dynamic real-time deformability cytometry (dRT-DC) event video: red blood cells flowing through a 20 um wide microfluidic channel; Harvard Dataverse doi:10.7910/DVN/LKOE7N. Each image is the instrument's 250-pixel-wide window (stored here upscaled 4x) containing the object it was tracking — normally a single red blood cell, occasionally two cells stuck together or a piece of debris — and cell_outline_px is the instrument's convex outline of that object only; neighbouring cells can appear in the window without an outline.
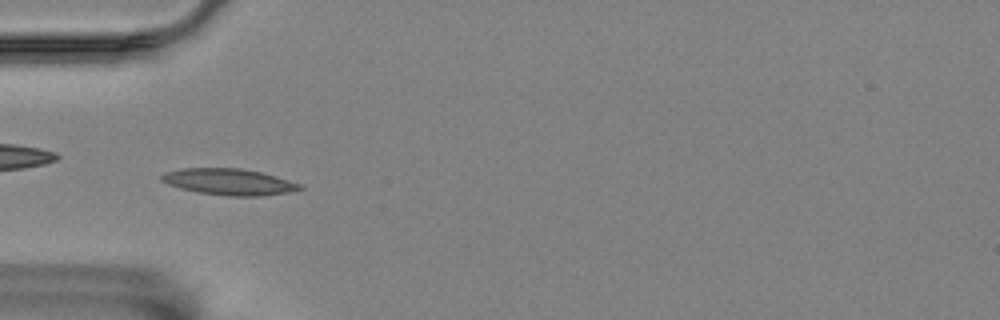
{"species": "Egyptian fruit bat (a non-hibernating species)", "species_latin": "Rousettus aegyptiacus", "temperature_condition": "room temperature", "stored_images_in_passage": 42, "camera_frame_rate_fps": 3000, "um_per_image_px": 0.085, "animal": {"sex": "female"}, "frame": {"image": 1, "passage_image": 3, "time_ms": 0.667, "image_size_px": [1000, 320], "cell_outline_px": [[304, 188], [288, 192], [264, 196], [228, 196], [200, 192], [180, 188], [168, 184], [160, 180], [160, 176], [164, 172], [184, 168], [240, 168], [260, 172], [288, 180], [300, 184]], "centroid_in_image_um": [19.44, 15.45], "position_along_channel_um": 65.6, "area_um2": 21.04}}
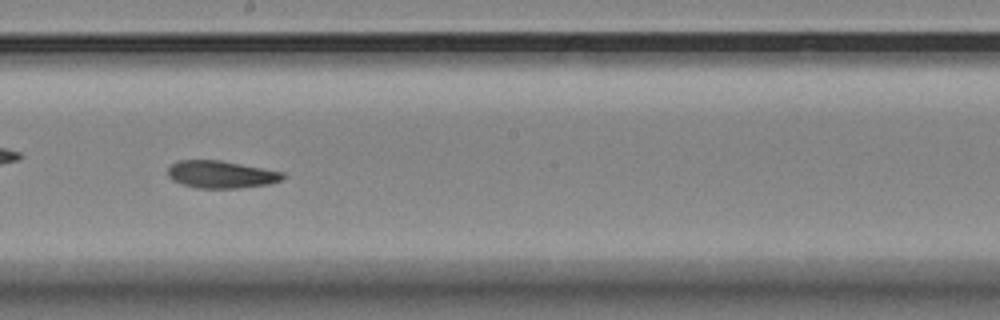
{"frame": {"image": 2, "passage_image": 17, "time_ms": 5.333, "image_size_px": [1000, 320], "cell_outline_px": [[288, 176], [280, 180], [268, 184], [240, 188], [196, 188], [180, 184], [172, 180], [168, 176], [168, 168], [172, 164], [180, 160], [220, 160], [284, 172]], "centroid_in_image_um": [18.79, 14.83], "position_along_channel_um": 229.4, "area_um2": 18.44}}
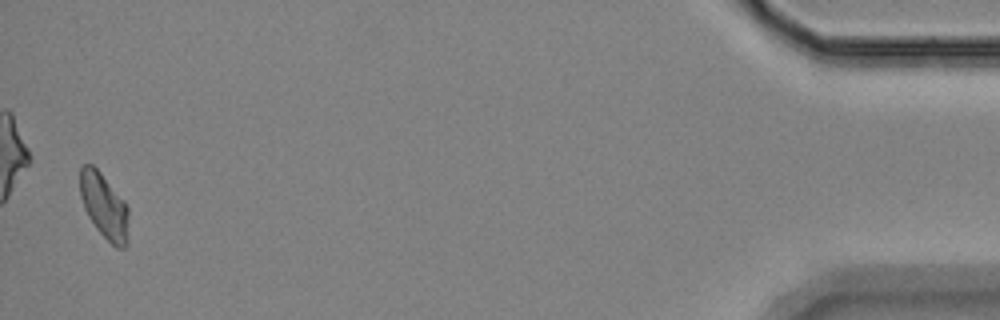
{"frame": {"image": 3, "passage_image": 41, "time_ms": 13.333, "image_size_px": [1000, 320], "cell_outline_px": [[128, 244], [124, 248], [116, 248], [96, 228], [88, 216], [84, 208], [80, 196], [80, 168], [84, 164], [92, 164], [100, 172], [128, 208]], "centroid_in_image_um": [8.84, 17.54], "position_along_channel_um": 426.4, "area_um2": 18.21}, "authors_computed_cell_mechanics": {"area_um2": 18.496, "velocity_mm_per_s": 3.5139, "shape_relaxation_time_tau1_ms": null, "shape_relaxation_time_tau2_ms": 5.999, "deformation_change_tau1": null, "deformation_change_tau2": 0.1127}}